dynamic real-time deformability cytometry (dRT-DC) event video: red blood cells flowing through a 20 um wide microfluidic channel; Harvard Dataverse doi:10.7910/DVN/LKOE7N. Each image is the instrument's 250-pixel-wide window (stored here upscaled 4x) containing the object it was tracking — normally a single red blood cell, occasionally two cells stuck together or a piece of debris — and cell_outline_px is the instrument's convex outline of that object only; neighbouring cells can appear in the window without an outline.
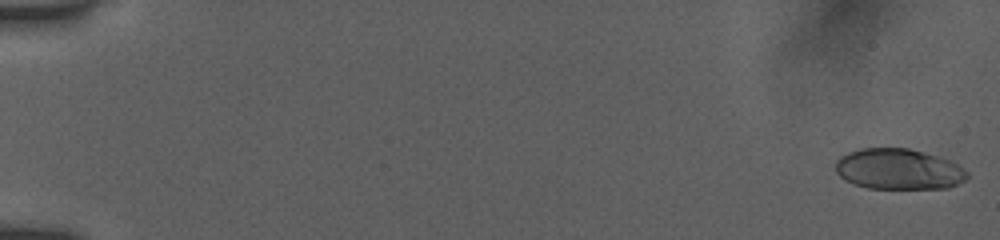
{"species": "human", "species_latin": "Homo sapiens", "temperature_condition": "room temperature", "stored_images_in_passage": 54, "camera_frame_rate_fps": 3000, "um_per_image_px": 0.085, "donor": {"sex": "female"}, "frame": {"image": 1, "passage_image": 1, "time_ms": 0.0, "image_size_px": [1000, 240], "cell_outline_px": [[968, 176], [964, 180], [948, 188], [868, 188], [852, 184], [844, 180], [836, 172], [836, 160], [840, 156], [848, 152], [860, 148], [908, 148], [924, 152], [952, 160], [964, 168], [968, 172]], "centroid_in_image_um": [76.37, 14.37], "position_along_channel_um": 8.6, "area_um2": 31.44}}
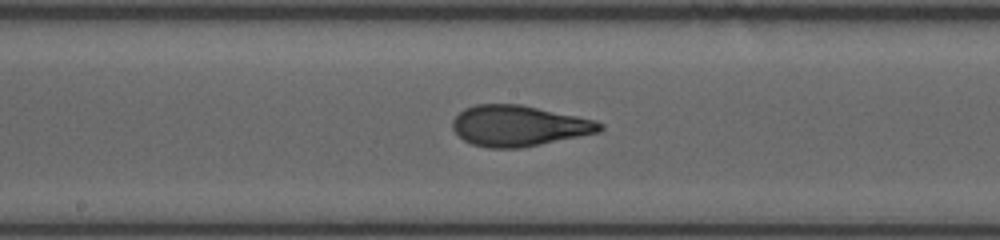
{"frame": {"image": 2, "passage_image": 30, "time_ms": 9.667, "image_size_px": [1000, 240], "cell_outline_px": [[604, 128], [600, 132], [520, 148], [488, 148], [472, 144], [464, 140], [452, 128], [452, 120], [464, 108], [476, 104], [520, 104], [596, 120], [604, 124]], "centroid_in_image_um": [44.1, 10.69], "position_along_channel_um": 204.1, "area_um2": 34.91}}
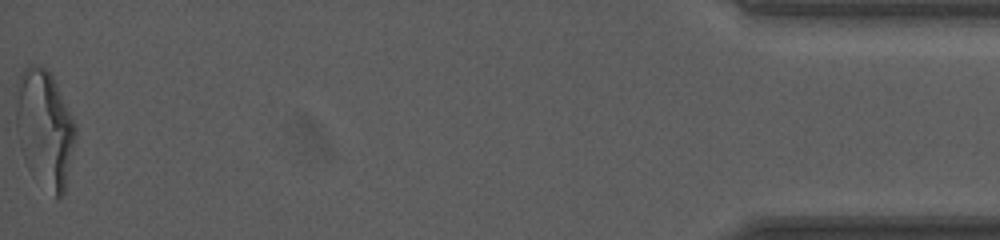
{"frame": {"image": 3, "passage_image": 54, "time_ms": 17.667, "image_size_px": [1000, 240], "cell_outline_px": [[76, 140], [64, 192], [60, 200], [56, 200], [28, 168], [24, 160], [20, 148], [16, 128], [16, 80], [24, 68], [28, 64], [40, 64], [52, 72], [76, 124]], "centroid_in_image_um": [3.8, 10.88], "position_along_channel_um": 431.4, "area_um2": 41.62}, "authors_computed_cell_mechanics": {"area_um2": 34.1598, "velocity_mm_per_s": 3.9168, "shape_relaxation_time_tau1_ms": 3.915, "shape_relaxation_time_tau2_ms": 0.9537, "deformation_change_tau1": 0.1837, "deformation_change_tau2": 0.083}}